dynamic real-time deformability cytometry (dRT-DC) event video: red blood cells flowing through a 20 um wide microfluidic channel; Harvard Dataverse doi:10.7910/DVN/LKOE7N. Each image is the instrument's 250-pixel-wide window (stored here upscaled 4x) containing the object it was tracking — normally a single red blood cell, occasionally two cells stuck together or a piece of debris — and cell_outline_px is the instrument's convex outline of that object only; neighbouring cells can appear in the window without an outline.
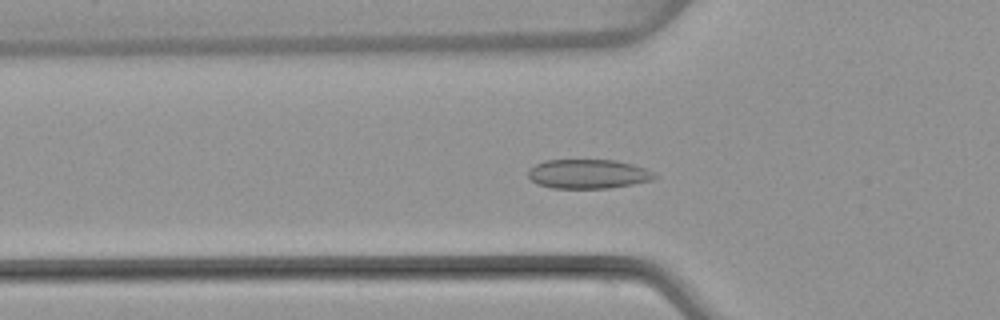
{"species": "common noctule bat (a hibernating species)", "species_latin": "Nyctalus noctula", "temperature_condition": "warm", "stored_images_in_passage": 50, "camera_frame_rate_fps": 3000, "um_per_image_px": 0.085, "animal": {"sex": "female", "body_mass_g": 22.7, "forearm_length_mm": 54.2}, "frame": {"image": 1, "passage_image": 17, "time_ms": 5.333, "image_size_px": [1000, 320], "cell_outline_px": [[656, 176], [652, 180], [632, 184], [608, 188], [552, 188], [536, 184], [528, 176], [528, 168], [544, 160], [616, 160], [632, 164], [656, 172]], "centroid_in_image_um": [49.97, 14.78], "position_along_channel_um": 75.8, "area_um2": 21.62}}
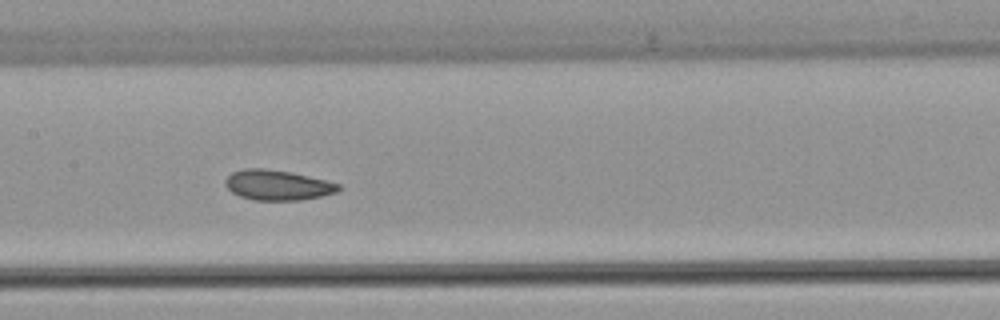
{"frame": {"image": 2, "passage_image": 25, "time_ms": 8.0, "image_size_px": [1000, 320], "cell_outline_px": [[340, 188], [336, 192], [320, 196], [300, 200], [252, 200], [240, 196], [232, 192], [224, 184], [224, 180], [232, 172], [244, 168], [264, 168], [292, 172], [340, 184]], "centroid_in_image_um": [23.55, 15.72], "position_along_channel_um": 183.9, "area_um2": 19.83}}
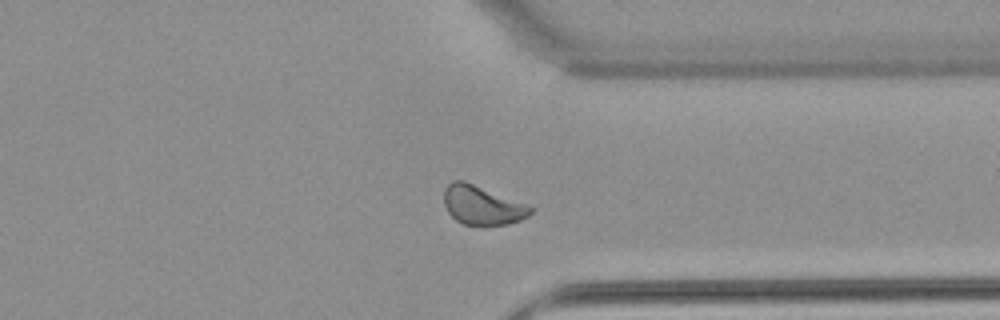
{"frame": {"image": 3, "passage_image": 39, "time_ms": 12.667, "image_size_px": [1000, 320], "cell_outline_px": [[536, 208], [528, 216], [520, 220], [508, 224], [488, 228], [484, 228], [464, 224], [456, 220], [448, 212], [444, 204], [444, 188], [452, 180], [464, 180]], "centroid_in_image_um": [40.99, 17.49], "position_along_channel_um": 370.4, "area_um2": 20.17}, "authors_computed_cell_mechanics": {"area_um2": 20.4612, "velocity_mm_per_s": 4.0356, "shape_relaxation_time_tau1_ms": 8.7559, "shape_relaxation_time_tau2_ms": 2.5328, "deformation_change_tau1": 0.1326, "deformation_change_tau2": 0.051}}